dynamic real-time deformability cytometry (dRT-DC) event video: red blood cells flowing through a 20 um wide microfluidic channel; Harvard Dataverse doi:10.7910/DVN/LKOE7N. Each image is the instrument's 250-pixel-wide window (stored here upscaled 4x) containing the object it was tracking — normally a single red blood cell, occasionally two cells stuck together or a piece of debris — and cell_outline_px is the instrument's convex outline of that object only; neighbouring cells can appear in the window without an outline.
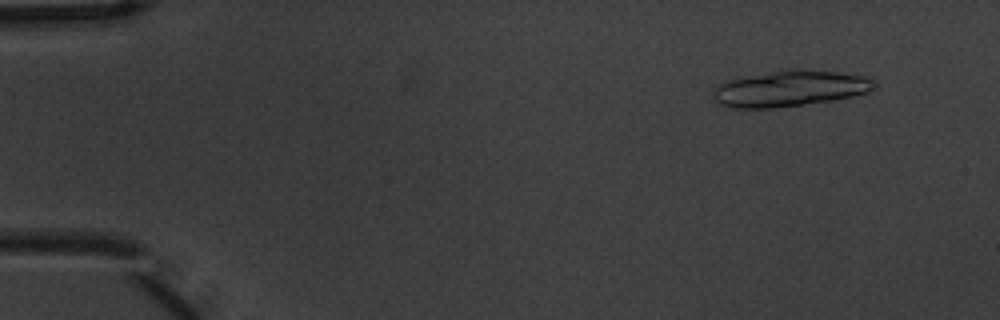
{"species": "common noctule bat (a hibernating species)", "species_latin": "Nyctalus noctula", "temperature_condition": "warm", "stored_images_in_passage": 7, "segment_of_instrument_passage": [1, 2], "camera_frame_rate_fps": 3000, "um_per_image_px": 0.085, "animal": {"sex": "male", "body_mass_g": 20.1, "forearm_length_mm": 53.5}, "frame": {"image": 1, "passage_image": 2, "time_ms": 0.333, "image_size_px": [1000, 320], "cell_outline_px": [[872, 88], [868, 92], [852, 96], [832, 100], [804, 104], [772, 108], [732, 108], [720, 104], [712, 96], [712, 92], [724, 80], [780, 68], [792, 68], [836, 72], [872, 76]], "centroid_in_image_um": [67.09, 7.49], "position_along_channel_um": 17.9, "area_um2": 34.16}}